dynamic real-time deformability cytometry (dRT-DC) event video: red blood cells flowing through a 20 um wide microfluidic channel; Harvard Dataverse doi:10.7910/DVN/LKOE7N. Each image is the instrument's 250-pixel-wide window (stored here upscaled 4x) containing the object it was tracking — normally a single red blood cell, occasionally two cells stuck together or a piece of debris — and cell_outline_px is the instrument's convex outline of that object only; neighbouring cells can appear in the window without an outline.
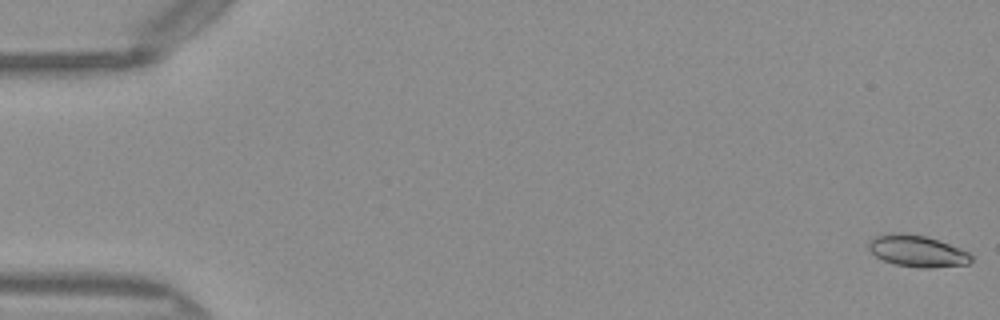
{"species": "Egyptian fruit bat (a non-hibernating species)", "species_latin": "Rousettus aegyptiacus", "temperature_condition": "warm", "stored_images_in_passage": 51, "camera_frame_rate_fps": 3000, "um_per_image_px": 0.085, "frame": {"image": 1, "passage_image": 1, "time_ms": 0.0, "image_size_px": [1000, 320], "cell_outline_px": [[972, 260], [968, 264], [928, 268], [920, 268], [896, 264], [884, 260], [876, 256], [868, 248], [868, 240], [876, 236], [900, 232], [924, 236], [960, 248], [968, 252], [972, 256]], "centroid_in_image_um": [77.96, 21.34], "position_along_channel_um": 7.0, "area_um2": 18.61}}
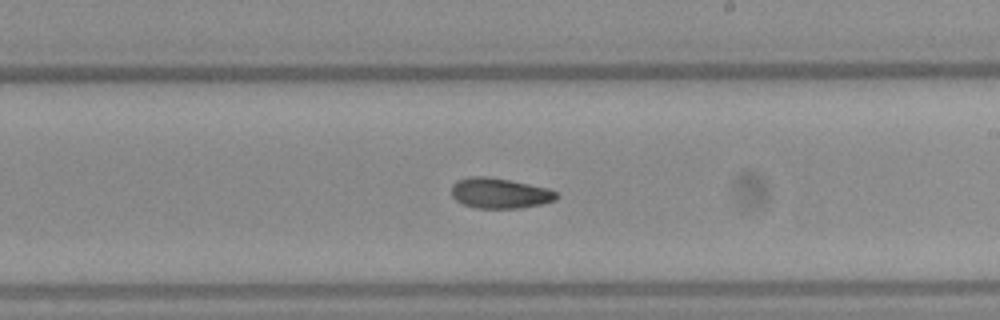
{"frame": {"image": 2, "passage_image": 30, "time_ms": 9.667, "image_size_px": [1000, 320], "cell_outline_px": [[560, 196], [556, 200], [540, 204], [520, 208], [476, 208], [464, 204], [456, 200], [452, 196], [452, 184], [456, 180], [472, 176], [488, 176], [548, 188], [556, 192]], "centroid_in_image_um": [42.47, 16.42], "position_along_channel_um": 246.5, "area_um2": 18.55}}
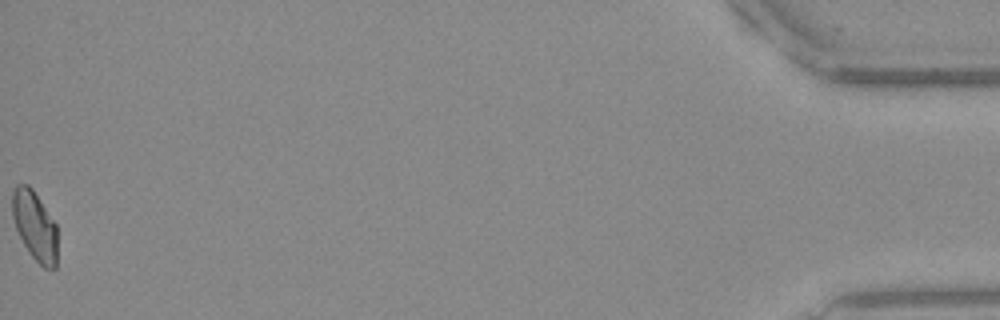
{"frame": {"image": 3, "passage_image": 51, "time_ms": 16.667, "image_size_px": [1000, 320], "cell_outline_px": [[56, 268], [44, 268], [28, 252], [16, 228], [12, 216], [12, 192], [16, 184], [28, 184], [32, 188], [56, 224]], "centroid_in_image_um": [2.94, 19.17], "position_along_channel_um": 432.3, "area_um2": 18.03}, "authors_computed_cell_mechanics": {"area_um2": 18.6694, "velocity_mm_per_s": 4.0663, "shape_relaxation_time_tau1_ms": null, "shape_relaxation_time_tau2_ms": 4.8083, "deformation_change_tau1": null, "deformation_change_tau2": 0.1046}}